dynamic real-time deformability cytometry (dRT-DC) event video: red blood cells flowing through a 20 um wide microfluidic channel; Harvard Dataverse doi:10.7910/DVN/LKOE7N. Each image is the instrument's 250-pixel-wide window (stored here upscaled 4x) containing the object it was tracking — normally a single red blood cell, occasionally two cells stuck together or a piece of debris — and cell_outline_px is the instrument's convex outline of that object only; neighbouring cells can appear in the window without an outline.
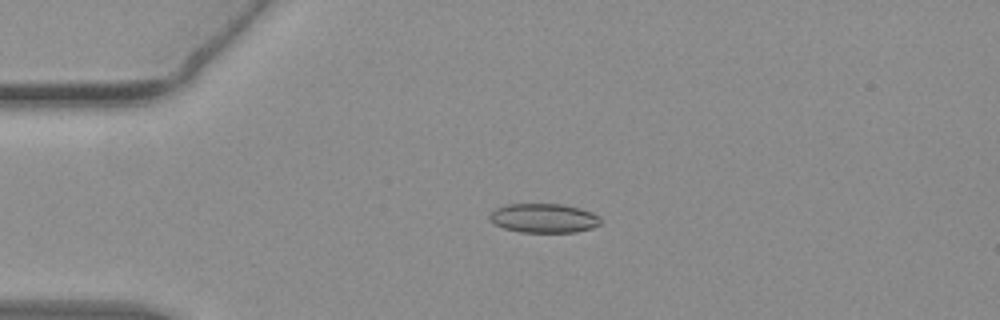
{"species": "common noctule bat (a hibernating species)", "species_latin": "Nyctalus noctula", "temperature_condition": "warm", "stored_images_in_passage": 43, "camera_frame_rate_fps": 3000, "um_per_image_px": 0.085, "animal": {"sex": "female", "body_mass_g": 19.3, "forearm_length_mm": 54.1}, "frame": {"image": 1, "passage_image": 2, "time_ms": 0.333, "image_size_px": [1000, 320], "cell_outline_px": [[600, 224], [592, 228], [576, 232], [520, 232], [504, 228], [488, 220], [488, 216], [496, 208], [508, 204], [564, 204], [580, 208], [592, 212], [600, 220]], "centroid_in_image_um": [46.2, 18.54], "position_along_channel_um": 38.8, "area_um2": 18.84}}
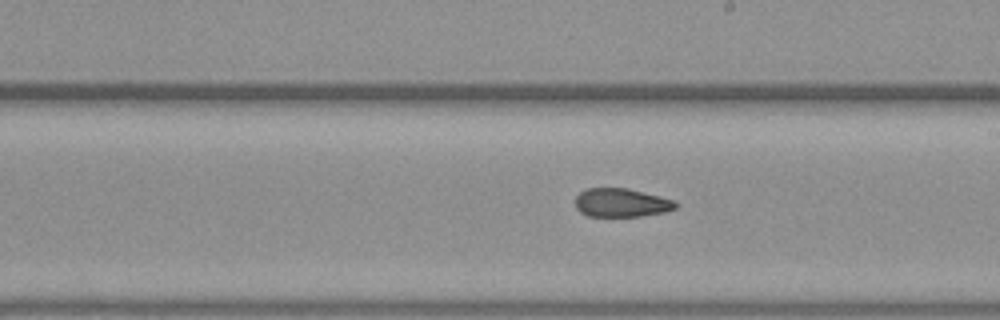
{"frame": {"image": 2, "passage_image": 20, "time_ms": 6.333, "image_size_px": [1000, 320], "cell_outline_px": [[676, 208], [664, 212], [640, 216], [588, 216], [580, 212], [576, 208], [576, 196], [580, 192], [588, 188], [624, 188], [672, 200], [676, 204]], "centroid_in_image_um": [52.75, 17.24], "position_along_channel_um": 236.3, "area_um2": 16.3}}
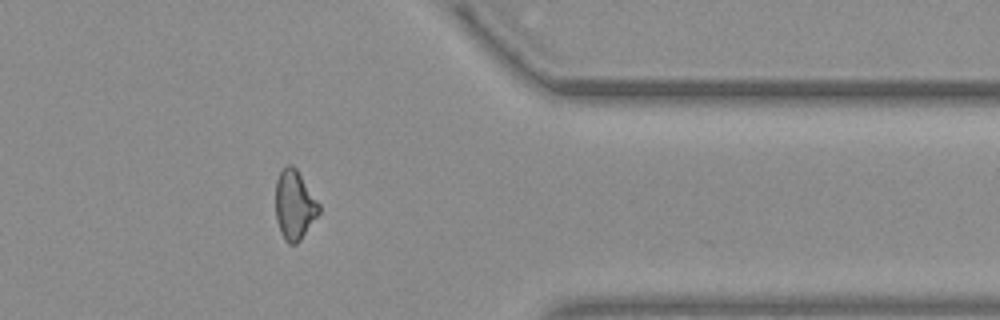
{"frame": {"image": 3, "passage_image": 33, "time_ms": 10.667, "image_size_px": [1000, 320], "cell_outline_px": [[320, 212], [300, 240], [296, 244], [288, 244], [284, 240], [280, 232], [276, 220], [276, 180], [280, 172], [288, 164], [292, 164], [296, 168], [320, 204]], "centroid_in_image_um": [25.02, 17.43], "position_along_channel_um": 386.4, "area_um2": 17.51}, "authors_computed_cell_mechanics": {"area_um2": 17.5134, "velocity_mm_per_s": 3.8286, "shape_relaxation_time_tau1_ms": null, "shape_relaxation_time_tau2_ms": 2.8508, "deformation_change_tau1": null, "deformation_change_tau2": 0.0951}}